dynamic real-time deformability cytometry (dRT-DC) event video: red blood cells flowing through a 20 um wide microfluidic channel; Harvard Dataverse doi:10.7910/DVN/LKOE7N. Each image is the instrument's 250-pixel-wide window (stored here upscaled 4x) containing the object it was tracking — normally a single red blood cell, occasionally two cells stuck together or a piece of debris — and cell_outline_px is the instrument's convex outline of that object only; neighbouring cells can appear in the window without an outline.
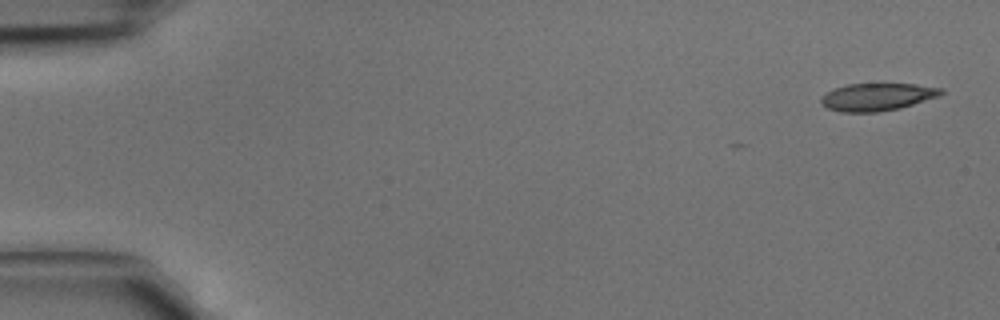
{"species": "common noctule bat (a hibernating species)", "species_latin": "Nyctalus noctula", "temperature_condition": "cold", "stored_images_in_passage": 4, "camera_frame_rate_fps": 3000, "um_per_image_px": 0.085, "animal": {"sex": "male", "body_mass_g": 15.6}, "frame": {"image": 1, "passage_image": 1, "time_ms": 0.0, "image_size_px": [1000, 320], "cell_outline_px": [[944, 92], [940, 96], [900, 108], [880, 112], [840, 112], [828, 108], [820, 104], [820, 96], [832, 88], [848, 84], [916, 84], [944, 88]], "centroid_in_image_um": [74.54, 8.24], "position_along_channel_um": 10.5, "area_um2": 19.54}}
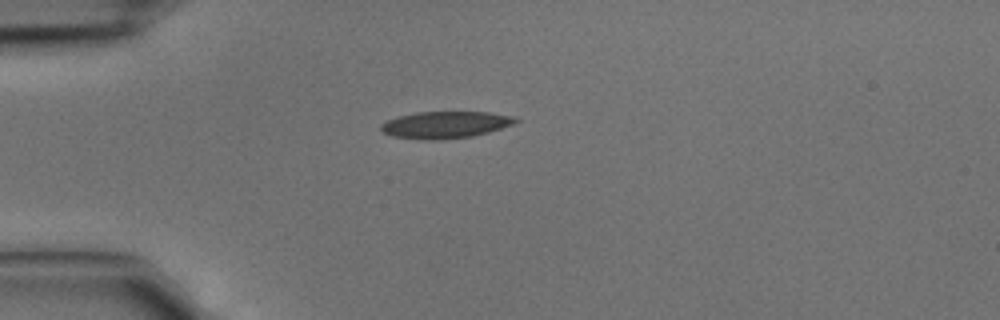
{"frame": {"image": 2, "passage_image": 3, "time_ms": 0.667, "image_size_px": [1000, 320], "cell_outline_px": [[520, 120], [512, 124], [488, 132], [472, 136], [440, 140], [424, 140], [392, 136], [384, 132], [380, 128], [380, 124], [388, 120], [400, 116], [416, 112], [488, 112], [516, 116]], "centroid_in_image_um": [37.86, 10.6], "position_along_channel_um": 47.1, "area_um2": 21.04}}